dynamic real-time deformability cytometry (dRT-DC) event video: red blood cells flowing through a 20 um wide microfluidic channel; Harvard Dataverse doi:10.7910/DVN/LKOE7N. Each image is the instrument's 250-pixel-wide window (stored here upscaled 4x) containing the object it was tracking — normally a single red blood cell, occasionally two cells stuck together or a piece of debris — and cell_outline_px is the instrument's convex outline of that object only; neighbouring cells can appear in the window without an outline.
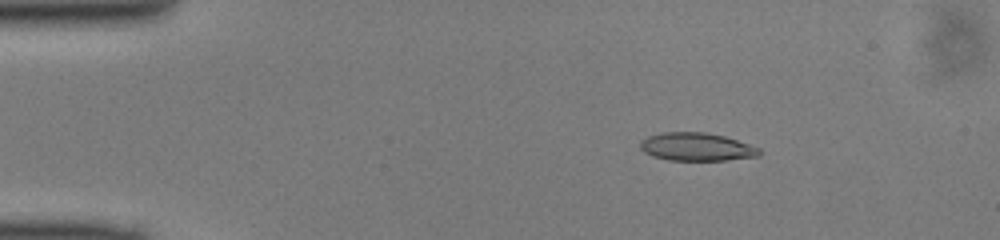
{"species": "common noctule bat (a hibernating species)", "species_latin": "Nyctalus noctula", "temperature_condition": "cold", "stored_images_in_passage": 49, "camera_frame_rate_fps": 3000, "um_per_image_px": 0.085, "animal": {"sex": "male", "body_mass_g": 13.0, "forearm_length_mm": 53.1}, "frame": {"image": 1, "passage_image": 8, "time_ms": 2.333, "image_size_px": [1000, 240], "cell_outline_px": [[760, 156], [728, 160], [668, 160], [652, 156], [644, 152], [640, 148], [640, 140], [648, 136], [660, 132], [704, 132], [724, 136], [760, 148]], "centroid_in_image_um": [59.18, 12.48], "position_along_channel_um": 25.8, "area_um2": 19.54}}
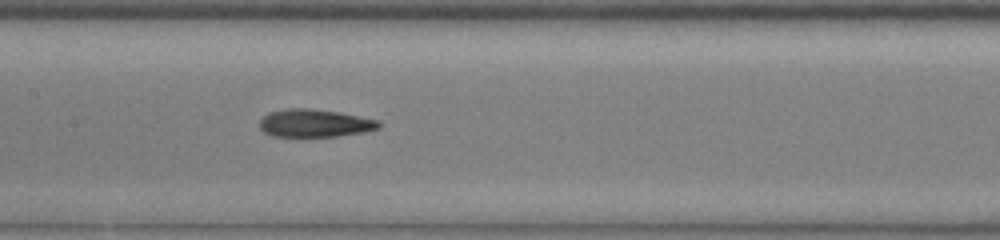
{"frame": {"image": 2, "passage_image": 24, "time_ms": 7.667, "image_size_px": [1000, 240], "cell_outline_px": [[380, 128], [364, 132], [336, 136], [272, 136], [264, 132], [260, 128], [260, 120], [268, 112], [288, 108], [308, 108], [340, 112], [380, 120]], "centroid_in_image_um": [26.76, 10.46], "position_along_channel_um": 180.6, "area_um2": 19.36}}
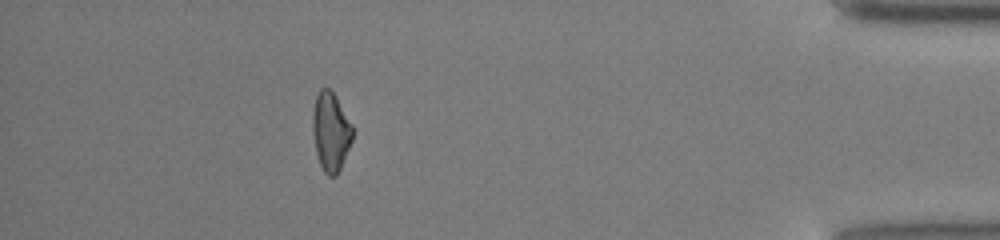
{"frame": {"image": 3, "passage_image": 44, "time_ms": 14.333, "image_size_px": [1000, 240], "cell_outline_px": [[352, 140], [340, 168], [336, 176], [328, 176], [324, 172], [320, 164], [316, 152], [312, 132], [312, 112], [316, 96], [320, 88], [328, 88], [336, 96], [352, 124]], "centroid_in_image_um": [28.1, 11.17], "position_along_channel_um": 407.1, "area_um2": 18.26}}